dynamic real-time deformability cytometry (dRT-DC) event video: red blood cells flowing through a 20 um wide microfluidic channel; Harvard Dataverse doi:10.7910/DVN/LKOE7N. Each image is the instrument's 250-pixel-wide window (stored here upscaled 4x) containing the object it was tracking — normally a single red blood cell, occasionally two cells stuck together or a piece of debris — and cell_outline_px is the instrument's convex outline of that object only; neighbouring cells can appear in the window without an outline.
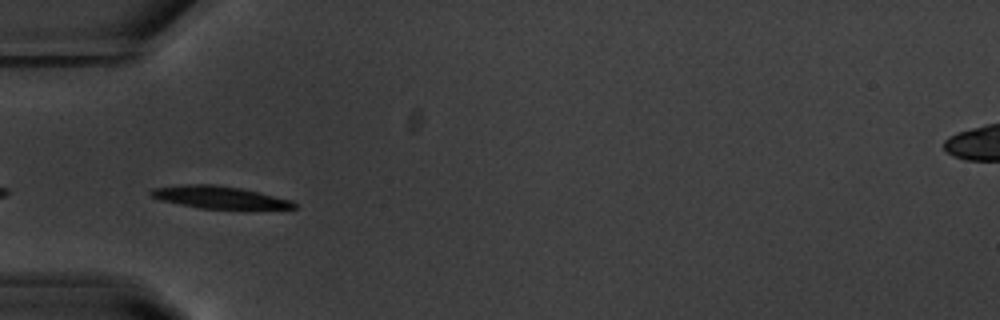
{"species": "common noctule bat (a hibernating species)", "species_latin": "Nyctalus noctula", "temperature_condition": "warm", "stored_images_in_passage": 10, "camera_frame_rate_fps": 3000, "um_per_image_px": 0.085, "animal": {"sex": "male", "body_mass_g": 20.1, "forearm_length_mm": 53.5}, "frame": {"image": 1, "passage_image": 2, "time_ms": 0.333, "image_size_px": [1000, 320], "cell_outline_px": [[296, 208], [200, 208], [160, 200], [152, 196], [148, 192], [152, 188], [184, 184], [216, 184], [240, 188], [260, 192], [292, 200], [296, 204]], "centroid_in_image_um": [18.61, 16.75], "position_along_channel_um": 66.4, "area_um2": 18.38}}
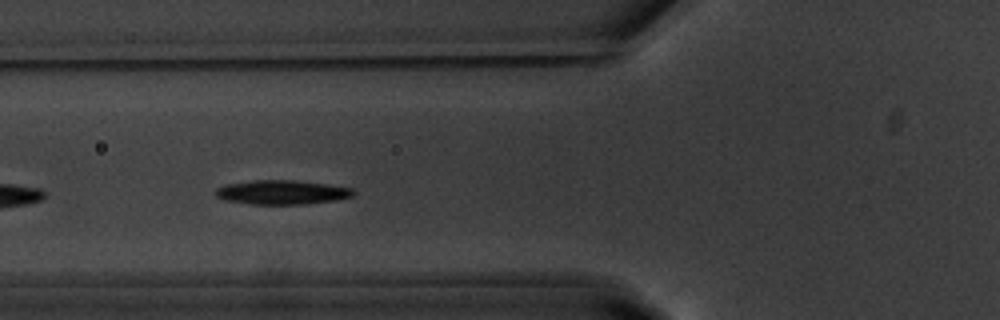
{"frame": {"image": 2, "passage_image": 5, "time_ms": 1.333, "image_size_px": [1000, 320], "cell_outline_px": [[356, 192], [352, 196], [336, 200], [308, 204], [252, 204], [224, 200], [216, 196], [212, 192], [216, 188], [224, 184], [252, 180], [296, 180], [328, 184], [352, 188]], "centroid_in_image_um": [23.93, 16.34], "position_along_channel_um": 101.9, "area_um2": 19.71}}